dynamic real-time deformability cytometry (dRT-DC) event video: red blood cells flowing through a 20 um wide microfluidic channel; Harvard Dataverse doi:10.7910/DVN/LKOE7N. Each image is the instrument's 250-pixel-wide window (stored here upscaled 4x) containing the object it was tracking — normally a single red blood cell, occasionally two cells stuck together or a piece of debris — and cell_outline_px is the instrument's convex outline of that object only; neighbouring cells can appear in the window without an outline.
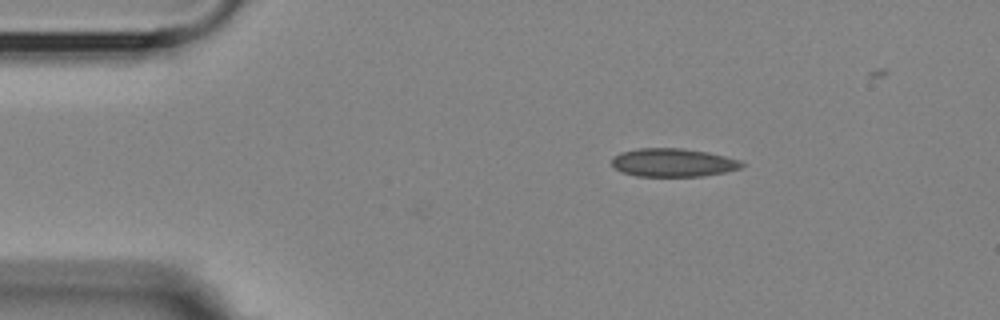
{"species": "Egyptian fruit bat (a non-hibernating species)", "species_latin": "Rousettus aegyptiacus", "temperature_condition": "room temperature", "stored_images_in_passage": 41, "camera_frame_rate_fps": 3000, "um_per_image_px": 0.085, "animal": {"sex": "female"}, "frame": {"image": 1, "passage_image": 1, "time_ms": 0.0, "image_size_px": [1000, 320], "cell_outline_px": [[744, 164], [740, 168], [724, 172], [704, 176], [636, 176], [624, 172], [616, 168], [612, 164], [612, 160], [620, 152], [640, 148], [684, 148], [708, 152], [740, 160]], "centroid_in_image_um": [57.23, 13.81], "position_along_channel_um": 27.8, "area_um2": 21.27}}
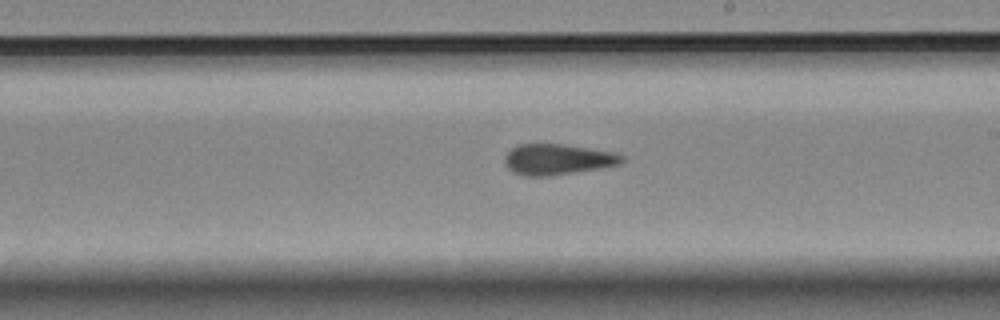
{"frame": {"image": 2, "passage_image": 23, "time_ms": 7.333, "image_size_px": [1000, 320], "cell_outline_px": [[624, 160], [620, 164], [600, 168], [548, 176], [528, 176], [512, 172], [504, 164], [504, 156], [516, 144], [564, 144], [616, 152], [624, 156]], "centroid_in_image_um": [47.39, 13.54], "position_along_channel_um": 241.6, "area_um2": 21.1}}
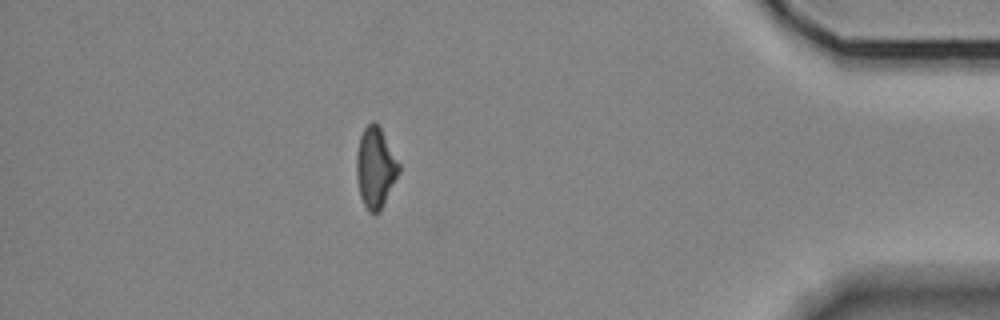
{"frame": {"image": 3, "passage_image": 40, "time_ms": 13.0, "image_size_px": [1000, 320], "cell_outline_px": [[400, 172], [380, 212], [376, 216], [368, 212], [360, 196], [356, 176], [356, 156], [360, 136], [364, 128], [372, 120], [380, 124], [400, 164]], "centroid_in_image_um": [31.92, 14.24], "position_along_channel_um": 403.3, "area_um2": 20.4}}